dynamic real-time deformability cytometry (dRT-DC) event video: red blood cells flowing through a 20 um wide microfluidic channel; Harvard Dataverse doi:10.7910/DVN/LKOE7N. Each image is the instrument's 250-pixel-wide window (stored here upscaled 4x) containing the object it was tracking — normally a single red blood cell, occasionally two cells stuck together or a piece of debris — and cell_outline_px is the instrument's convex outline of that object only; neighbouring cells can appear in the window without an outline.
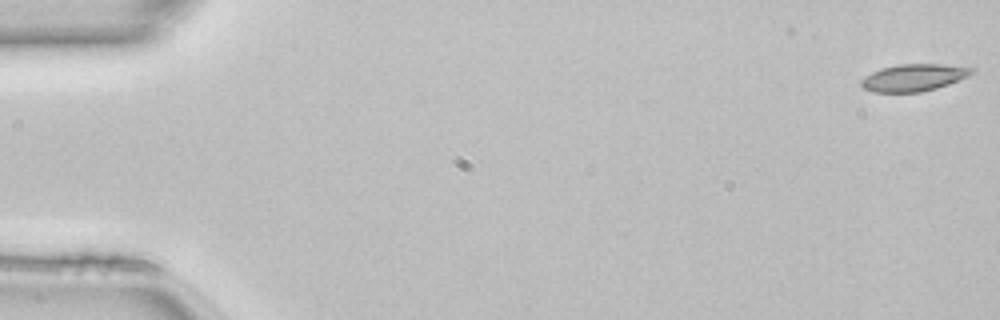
{"species": "common noctule bat (a hibernating species)", "species_latin": "Nyctalus noctula", "temperature_condition": "room temperature", "stored_images_in_passage": 45, "camera_frame_rate_fps": 3000, "um_per_image_px": 0.085, "animal": {"sex": "female", "body_mass_g": 22.7, "forearm_length_mm": 54.2}, "frame": {"image": 1, "passage_image": 1, "time_ms": 0.0, "image_size_px": [1000, 320], "cell_outline_px": [[972, 72], [968, 76], [948, 84], [936, 88], [920, 92], [872, 92], [864, 88], [860, 84], [860, 80], [864, 76], [880, 68], [900, 64], [944, 64], [972, 68]], "centroid_in_image_um": [77.61, 6.59], "position_along_channel_um": 7.4, "area_um2": 17.34}}
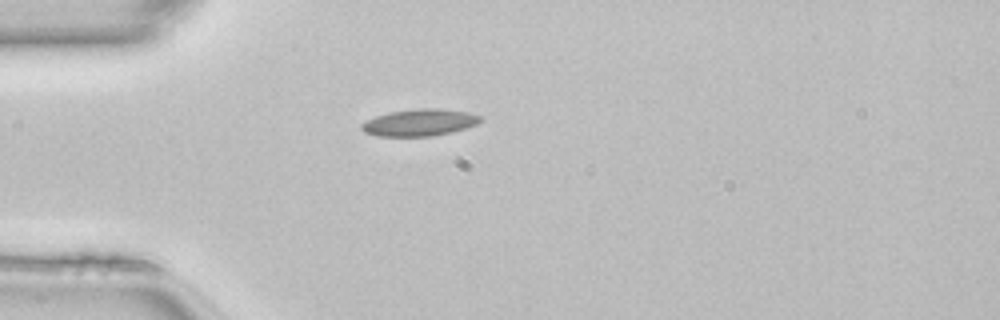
{"frame": {"image": 2, "passage_image": 14, "time_ms": 4.333, "image_size_px": [1000, 320], "cell_outline_px": [[484, 120], [476, 124], [464, 128], [432, 136], [376, 136], [364, 132], [360, 128], [360, 124], [376, 116], [388, 112], [416, 108], [436, 108], [468, 112], [484, 116]], "centroid_in_image_um": [35.66, 10.4], "position_along_channel_um": 49.3, "area_um2": 18.67}}
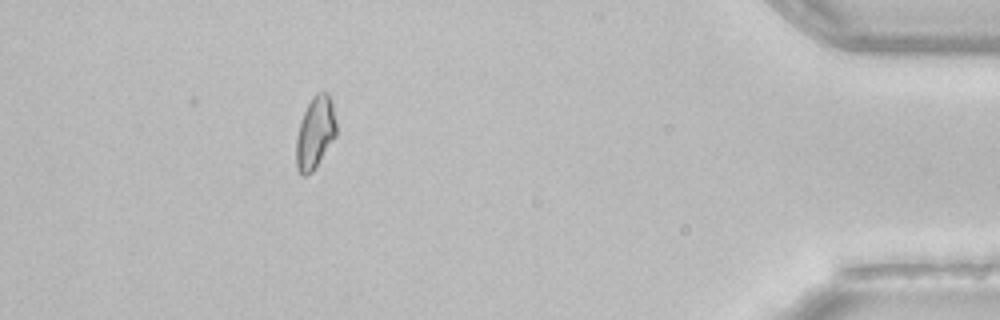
{"frame": {"image": 3, "passage_image": 45, "time_ms": 14.667, "image_size_px": [1000, 320], "cell_outline_px": [[336, 136], [312, 172], [304, 176], [296, 168], [296, 136], [304, 112], [312, 96], [316, 92], [328, 92], [332, 100], [336, 124]], "centroid_in_image_um": [26.79, 11.25], "position_along_channel_um": 408.4, "area_um2": 16.82}}